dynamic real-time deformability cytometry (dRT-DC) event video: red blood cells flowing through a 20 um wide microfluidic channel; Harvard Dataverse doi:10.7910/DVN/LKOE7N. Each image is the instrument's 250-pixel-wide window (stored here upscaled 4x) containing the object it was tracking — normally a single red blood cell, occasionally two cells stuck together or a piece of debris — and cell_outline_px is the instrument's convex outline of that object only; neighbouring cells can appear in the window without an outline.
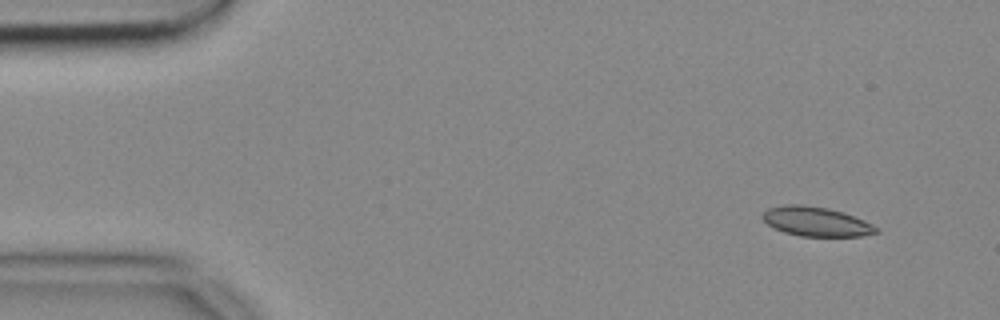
{"species": "common noctule bat (a hibernating species)", "species_latin": "Nyctalus noctula", "temperature_condition": "cold", "stored_images_in_passage": 7, "camera_frame_rate_fps": 3000, "um_per_image_px": 0.085, "animal": {"sex": "female", "body_mass_g": 18.4}, "frame": {"image": 1, "passage_image": 1, "time_ms": 0.0, "image_size_px": [1000, 320], "cell_outline_px": [[880, 232], [860, 236], [800, 236], [784, 232], [772, 228], [760, 216], [768, 208], [788, 204], [800, 204], [828, 208], [844, 212], [864, 220], [880, 228]], "centroid_in_image_um": [69.38, 18.83], "position_along_channel_um": 15.6, "area_um2": 19.59}}
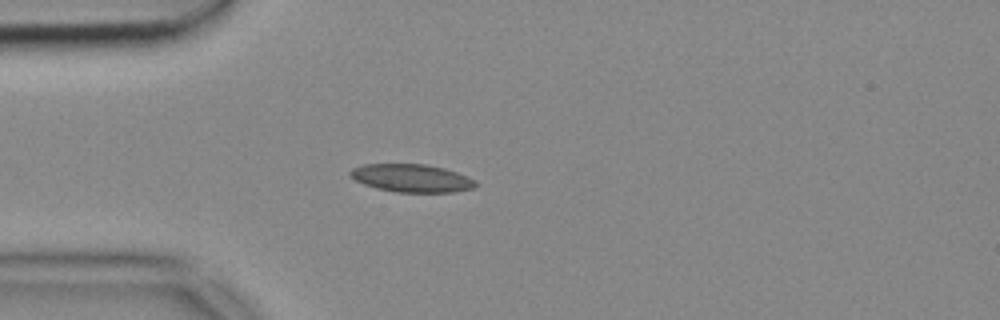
{"frame": {"image": 2, "passage_image": 3, "time_ms": 0.667, "image_size_px": [1000, 320], "cell_outline_px": [[480, 184], [476, 188], [452, 192], [396, 192], [376, 188], [364, 184], [356, 180], [348, 172], [352, 168], [364, 164], [428, 164], [444, 168], [468, 176], [476, 180]], "centroid_in_image_um": [35.05, 15.14], "position_along_channel_um": 50.0, "area_um2": 20.58}}